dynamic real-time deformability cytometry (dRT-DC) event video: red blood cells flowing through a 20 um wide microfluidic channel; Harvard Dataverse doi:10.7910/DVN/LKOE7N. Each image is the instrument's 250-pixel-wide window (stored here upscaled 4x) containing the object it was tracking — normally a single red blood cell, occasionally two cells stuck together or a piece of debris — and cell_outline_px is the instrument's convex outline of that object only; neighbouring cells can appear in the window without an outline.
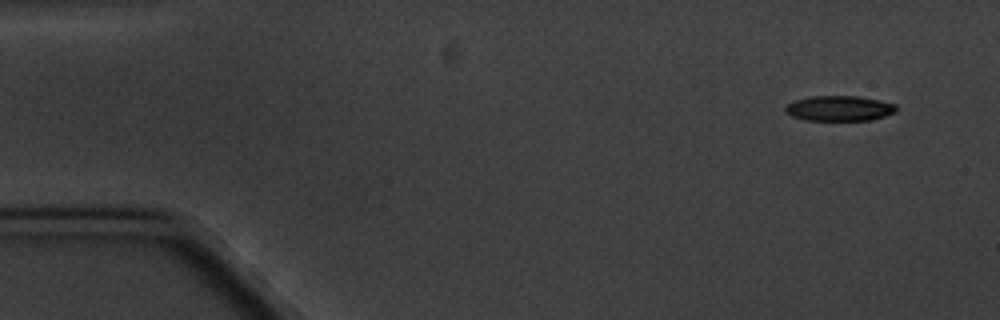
{"species": "common noctule bat (a hibernating species)", "species_latin": "Nyctalus noctula", "temperature_condition": "cold", "stored_images_in_passage": 5, "camera_frame_rate_fps": 3000, "um_per_image_px": 0.085, "animal": {"sex": "male", "body_mass_g": 20.1, "forearm_length_mm": 53.5}, "frame": {"image": 1, "passage_image": 1, "time_ms": 0.0, "image_size_px": [1000, 320], "cell_outline_px": [[896, 112], [872, 120], [804, 120], [792, 116], [784, 112], [784, 108], [788, 104], [796, 100], [812, 96], [856, 96], [880, 100], [896, 104]], "centroid_in_image_um": [71.34, 9.21], "position_along_channel_um": 13.7, "area_um2": 16.3}}
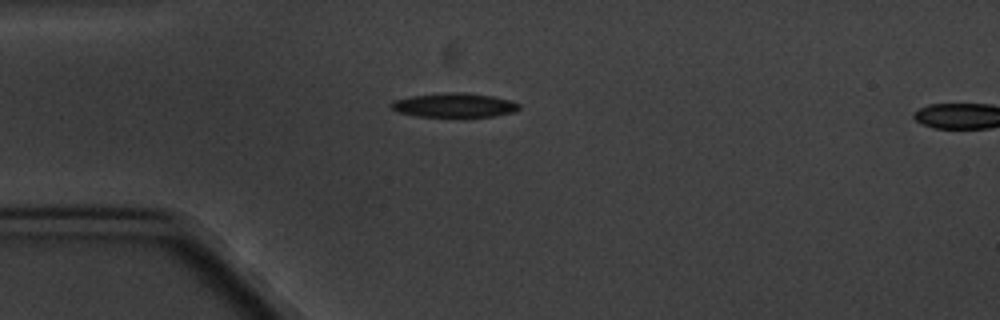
{"frame": {"image": 2, "passage_image": 4, "time_ms": 3.667, "image_size_px": [1000, 320], "cell_outline_px": [[520, 108], [516, 112], [496, 116], [464, 120], [456, 120], [416, 116], [400, 112], [392, 108], [388, 104], [392, 100], [408, 96], [448, 92], [464, 92], [492, 96], [512, 100], [520, 104]], "centroid_in_image_um": [38.65, 8.99], "position_along_channel_um": 46.4, "area_um2": 19.42}}